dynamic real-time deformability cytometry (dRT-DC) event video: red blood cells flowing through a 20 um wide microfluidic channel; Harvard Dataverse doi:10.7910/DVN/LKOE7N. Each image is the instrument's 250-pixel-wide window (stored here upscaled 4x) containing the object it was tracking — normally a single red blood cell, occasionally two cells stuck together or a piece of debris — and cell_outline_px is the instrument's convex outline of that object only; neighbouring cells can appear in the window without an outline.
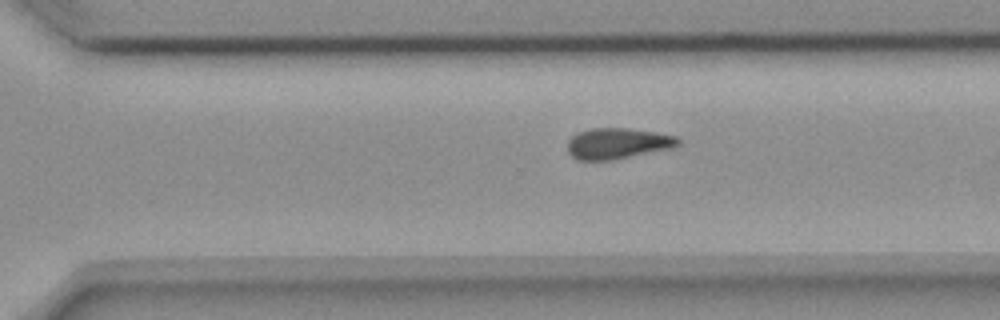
{"species": "common noctule bat (a hibernating species)", "species_latin": "Nyctalus noctula", "temperature_condition": "room temperature", "stored_images_in_passage": 40, "camera_frame_rate_fps": 3000, "um_per_image_px": 0.085, "animal": {"sex": "female", "body_mass_g": 18.4}, "frame": {"image": 1, "passage_image": 34, "time_ms": 11.0, "image_size_px": [1000, 320], "cell_outline_px": [[680, 144], [668, 148], [612, 160], [580, 160], [572, 156], [568, 152], [568, 140], [576, 132], [592, 128], [628, 128], [656, 132], [676, 136], [680, 140]], "centroid_in_image_um": [52.46, 12.18], "position_along_channel_um": 318.1, "area_um2": 19.71}}